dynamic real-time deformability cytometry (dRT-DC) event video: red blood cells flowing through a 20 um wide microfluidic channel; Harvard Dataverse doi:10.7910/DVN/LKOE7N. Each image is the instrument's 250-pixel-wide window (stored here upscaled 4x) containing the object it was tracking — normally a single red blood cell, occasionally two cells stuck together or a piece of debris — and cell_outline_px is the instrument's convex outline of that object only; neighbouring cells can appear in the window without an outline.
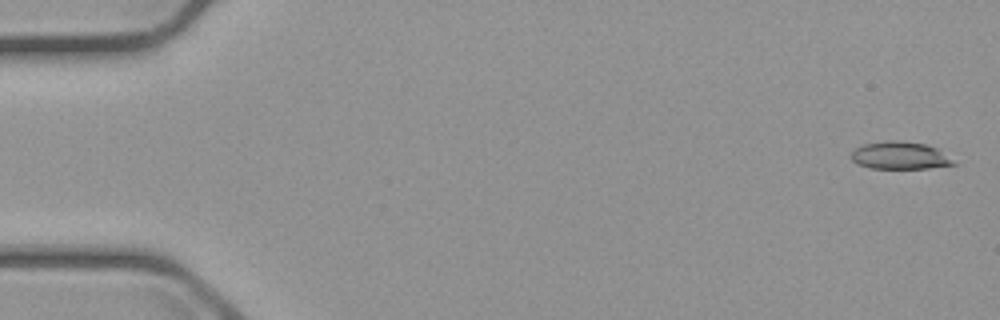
{"species": "common noctule bat (a hibernating species)", "species_latin": "Nyctalus noctula", "temperature_condition": "cold", "stored_images_in_passage": 5, "camera_frame_rate_fps": 3000, "um_per_image_px": 0.085, "animal": {"sex": "male", "body_mass_g": 23.1, "forearm_length_mm": 52.7}, "frame": {"image": 1, "passage_image": 1, "time_ms": 0.0, "image_size_px": [1000, 320], "cell_outline_px": [[960, 164], [928, 168], [868, 168], [856, 164], [852, 160], [852, 152], [856, 148], [864, 144], [888, 140], [900, 140], [924, 144], [936, 148]], "centroid_in_image_um": [76.5, 13.22], "position_along_channel_um": 8.5, "area_um2": 16.42}}
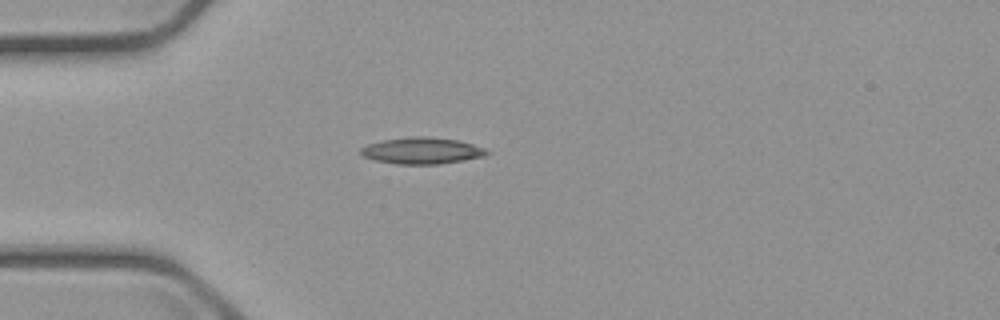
{"frame": {"image": 2, "passage_image": 5, "time_ms": 4.667, "image_size_px": [1000, 320], "cell_outline_px": [[492, 152], [484, 156], [464, 160], [440, 164], [396, 164], [376, 160], [364, 156], [360, 152], [360, 148], [368, 144], [380, 140], [412, 136], [420, 136], [456, 140], [472, 144], [484, 148]], "centroid_in_image_um": [35.86, 12.81], "position_along_channel_um": 49.1, "area_um2": 19.36}}